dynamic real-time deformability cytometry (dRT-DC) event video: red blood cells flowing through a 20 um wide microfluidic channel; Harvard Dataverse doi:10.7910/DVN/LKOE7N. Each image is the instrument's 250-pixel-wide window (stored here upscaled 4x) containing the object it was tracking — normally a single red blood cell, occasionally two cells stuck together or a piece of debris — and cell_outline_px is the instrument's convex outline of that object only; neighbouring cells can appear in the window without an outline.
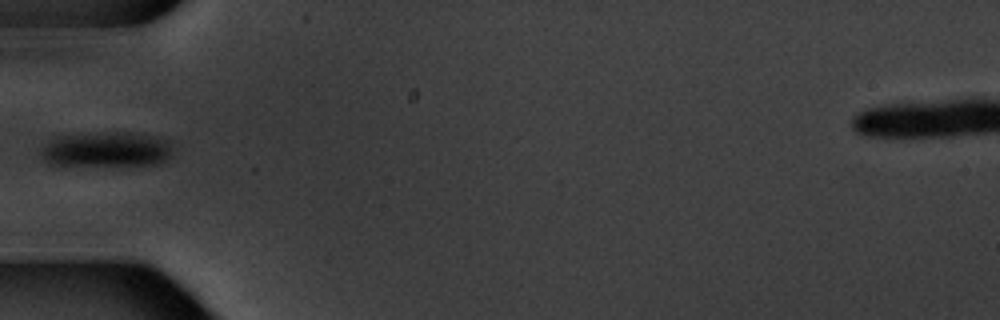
{"species": "common noctule bat (a hibernating species)", "species_latin": "Nyctalus noctula", "temperature_condition": "warm", "stored_images_in_passage": 6, "camera_frame_rate_fps": 3000, "um_per_image_px": 0.085, "animal": {"sex": "male", "body_mass_g": 20.1, "forearm_length_mm": 53.5}, "frame": {"image": 1, "passage_image": 6, "time_ms": 6.0, "image_size_px": [1000, 320], "cell_outline_px": [[172, 140], [168, 156], [164, 160], [156, 164], [48, 164], [40, 156], [40, 148], [44, 144], [56, 136], [100, 132], [136, 132]], "centroid_in_image_um": [9.01, 12.66], "position_along_channel_um": 76.0, "area_um2": 26.76}}